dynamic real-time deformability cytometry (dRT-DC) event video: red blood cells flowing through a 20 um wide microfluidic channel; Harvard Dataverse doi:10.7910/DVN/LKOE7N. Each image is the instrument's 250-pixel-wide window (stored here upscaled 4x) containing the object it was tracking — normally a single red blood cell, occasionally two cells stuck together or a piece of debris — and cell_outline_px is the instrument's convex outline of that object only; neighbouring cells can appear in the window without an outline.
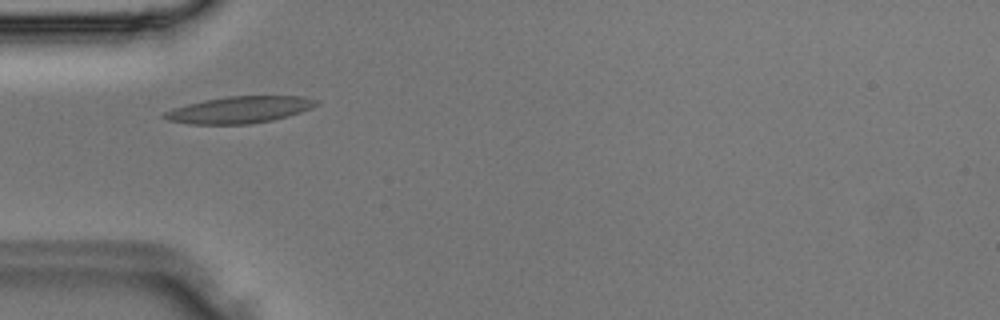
{"species": "Egyptian fruit bat (a non-hibernating species)", "species_latin": "Rousettus aegyptiacus", "temperature_condition": "room temperature", "stored_images_in_passage": 30, "camera_frame_rate_fps": 3000, "um_per_image_px": 0.085, "animal": {"sex": "male"}, "frame": {"image": 1, "passage_image": 5, "time_ms": 1.333, "image_size_px": [1000, 320], "cell_outline_px": [[316, 104], [300, 112], [288, 116], [272, 120], [248, 124], [188, 124], [168, 120], [160, 116], [164, 112], [188, 104], [204, 100], [228, 96], [304, 96], [316, 100]], "centroid_in_image_um": [20.31, 9.33], "position_along_channel_um": 64.7, "area_um2": 23.35}}
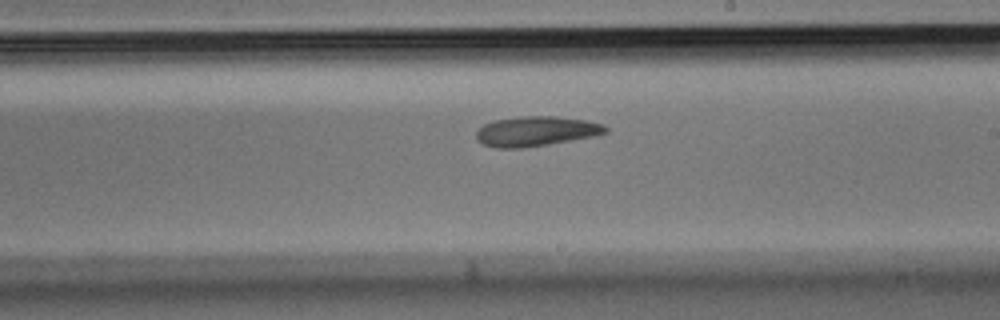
{"frame": {"image": 2, "passage_image": 15, "time_ms": 4.667, "image_size_px": [1000, 320], "cell_outline_px": [[608, 132], [592, 136], [548, 144], [520, 148], [496, 148], [484, 144], [476, 140], [476, 132], [484, 124], [496, 120], [524, 116], [556, 116], [588, 120], [604, 124], [608, 128]], "centroid_in_image_um": [45.58, 11.15], "position_along_channel_um": 243.4, "area_um2": 22.37}}
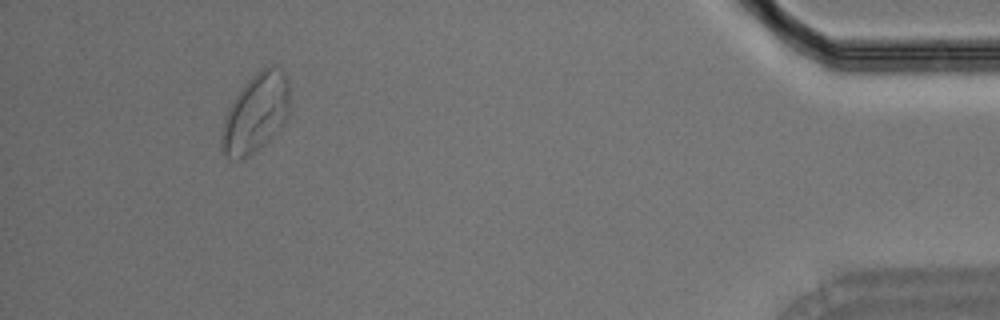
{"frame": {"image": 3, "passage_image": 28, "time_ms": 9.0, "image_size_px": [1000, 320], "cell_outline_px": [[288, 112], [280, 128], [264, 144], [248, 156], [240, 160], [236, 160], [228, 156], [220, 148], [220, 136], [224, 116], [232, 100], [248, 80], [252, 76], [264, 68], [272, 68], [284, 72], [288, 80]], "centroid_in_image_um": [21.68, 9.66], "position_along_channel_um": 413.5, "area_um2": 30.69}}